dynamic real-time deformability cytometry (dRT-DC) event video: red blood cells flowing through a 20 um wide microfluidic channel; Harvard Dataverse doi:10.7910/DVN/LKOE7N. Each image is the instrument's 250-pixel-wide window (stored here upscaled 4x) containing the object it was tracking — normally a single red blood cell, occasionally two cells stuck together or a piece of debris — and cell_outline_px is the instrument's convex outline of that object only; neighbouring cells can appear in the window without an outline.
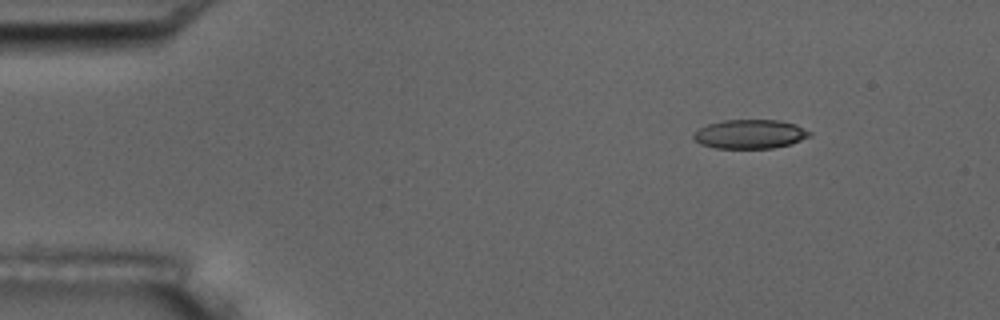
{"species": "common noctule bat (a hibernating species)", "species_latin": "Nyctalus noctula", "temperature_condition": "room temperature", "stored_images_in_passage": 6, "camera_frame_rate_fps": 3000, "um_per_image_px": 0.085, "animal": {"sex": "male", "body_mass_g": 17.5, "forearm_length_mm": 52.3}, "frame": {"image": 1, "passage_image": 1, "time_ms": 0.0, "image_size_px": [1000, 320], "cell_outline_px": [[812, 136], [792, 144], [772, 148], [716, 148], [700, 144], [692, 136], [700, 128], [708, 124], [724, 120], [780, 120], [796, 124], [812, 132]], "centroid_in_image_um": [63.81, 11.4], "position_along_channel_um": 21.2, "area_um2": 19.71}}
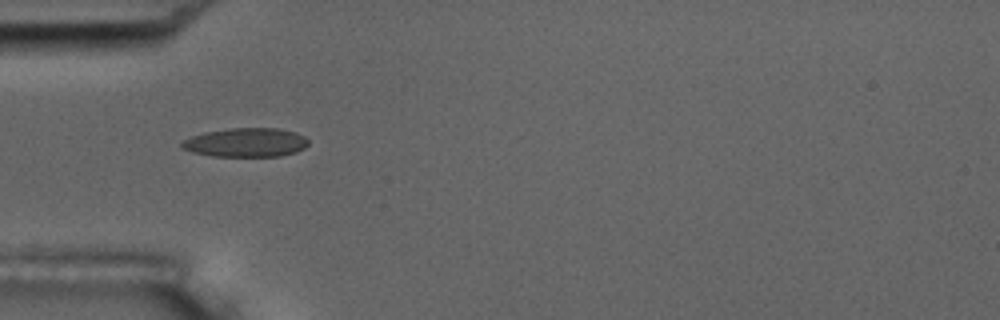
{"frame": {"image": 2, "passage_image": 4, "time_ms": 3.333, "image_size_px": [1000, 320], "cell_outline_px": [[308, 144], [304, 148], [296, 152], [280, 156], [212, 156], [192, 152], [180, 148], [180, 144], [184, 140], [192, 136], [204, 132], [228, 128], [276, 128], [296, 132], [304, 136], [308, 140]], "centroid_in_image_um": [20.89, 12.11], "position_along_channel_um": 64.1, "area_um2": 21.44}}